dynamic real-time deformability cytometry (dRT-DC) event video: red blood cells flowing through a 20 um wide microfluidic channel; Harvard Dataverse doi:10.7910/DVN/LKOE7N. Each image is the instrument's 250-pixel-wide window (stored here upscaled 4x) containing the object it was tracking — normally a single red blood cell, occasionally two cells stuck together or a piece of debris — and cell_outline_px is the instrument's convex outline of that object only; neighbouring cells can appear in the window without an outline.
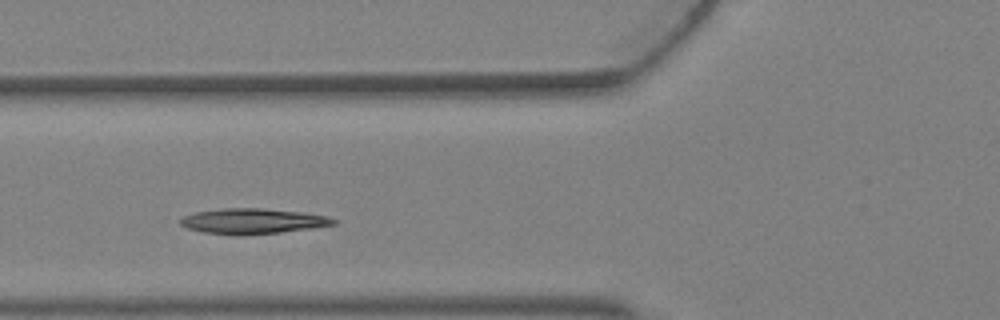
{"species": "Egyptian fruit bat (a non-hibernating species)", "species_latin": "Rousettus aegyptiacus", "temperature_condition": "warm", "stored_images_in_passage": 2, "camera_frame_rate_fps": 3000, "um_per_image_px": 0.085, "animal": {"sex": "female"}, "frame": {"image": 1, "passage_image": 2, "time_ms": 0.333, "image_size_px": [1000, 320], "cell_outline_px": [[336, 224], [280, 232], [240, 236], [232, 236], [204, 232], [188, 228], [180, 224], [180, 220], [184, 216], [196, 212], [224, 208], [260, 208], [304, 212], [328, 216], [336, 220]], "centroid_in_image_um": [21.47, 18.8], "position_along_channel_um": 104.3, "area_um2": 22.6}}